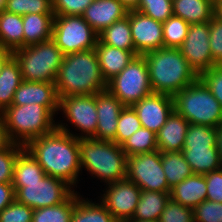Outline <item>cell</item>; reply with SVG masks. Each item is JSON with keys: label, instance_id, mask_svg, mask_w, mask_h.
I'll use <instances>...</instances> for the list:
<instances>
[{"label": "cell", "instance_id": "8d00e7d4", "mask_svg": "<svg viewBox=\"0 0 222 222\" xmlns=\"http://www.w3.org/2000/svg\"><path fill=\"white\" fill-rule=\"evenodd\" d=\"M5 11L17 15L54 14L52 0H7Z\"/></svg>", "mask_w": 222, "mask_h": 222}, {"label": "cell", "instance_id": "7c38bea8", "mask_svg": "<svg viewBox=\"0 0 222 222\" xmlns=\"http://www.w3.org/2000/svg\"><path fill=\"white\" fill-rule=\"evenodd\" d=\"M126 179L144 191H171L163 171L159 150L128 156Z\"/></svg>", "mask_w": 222, "mask_h": 222}, {"label": "cell", "instance_id": "c3c4849f", "mask_svg": "<svg viewBox=\"0 0 222 222\" xmlns=\"http://www.w3.org/2000/svg\"><path fill=\"white\" fill-rule=\"evenodd\" d=\"M15 200V191L11 183H0V212Z\"/></svg>", "mask_w": 222, "mask_h": 222}, {"label": "cell", "instance_id": "6da1fadb", "mask_svg": "<svg viewBox=\"0 0 222 222\" xmlns=\"http://www.w3.org/2000/svg\"><path fill=\"white\" fill-rule=\"evenodd\" d=\"M25 149L36 159L48 176L64 180L77 187L80 167L78 138L55 128L52 132L31 140ZM81 171V172H80Z\"/></svg>", "mask_w": 222, "mask_h": 222}, {"label": "cell", "instance_id": "603a6c76", "mask_svg": "<svg viewBox=\"0 0 222 222\" xmlns=\"http://www.w3.org/2000/svg\"><path fill=\"white\" fill-rule=\"evenodd\" d=\"M54 17V14L23 15V48L51 40Z\"/></svg>", "mask_w": 222, "mask_h": 222}, {"label": "cell", "instance_id": "9f6ffc18", "mask_svg": "<svg viewBox=\"0 0 222 222\" xmlns=\"http://www.w3.org/2000/svg\"><path fill=\"white\" fill-rule=\"evenodd\" d=\"M128 222H159L156 220H151V221H137V220H129Z\"/></svg>", "mask_w": 222, "mask_h": 222}, {"label": "cell", "instance_id": "4dcf8cb0", "mask_svg": "<svg viewBox=\"0 0 222 222\" xmlns=\"http://www.w3.org/2000/svg\"><path fill=\"white\" fill-rule=\"evenodd\" d=\"M22 82L20 65L12 56L0 72V113L11 106L14 93Z\"/></svg>", "mask_w": 222, "mask_h": 222}, {"label": "cell", "instance_id": "f5cc1de1", "mask_svg": "<svg viewBox=\"0 0 222 222\" xmlns=\"http://www.w3.org/2000/svg\"><path fill=\"white\" fill-rule=\"evenodd\" d=\"M216 147L218 149V153L222 159V125L217 128V140H216Z\"/></svg>", "mask_w": 222, "mask_h": 222}, {"label": "cell", "instance_id": "e575fe53", "mask_svg": "<svg viewBox=\"0 0 222 222\" xmlns=\"http://www.w3.org/2000/svg\"><path fill=\"white\" fill-rule=\"evenodd\" d=\"M217 128L201 125L190 124L183 147L192 148H217Z\"/></svg>", "mask_w": 222, "mask_h": 222}, {"label": "cell", "instance_id": "d6a6232c", "mask_svg": "<svg viewBox=\"0 0 222 222\" xmlns=\"http://www.w3.org/2000/svg\"><path fill=\"white\" fill-rule=\"evenodd\" d=\"M75 207V191L62 203L35 209L32 222H71Z\"/></svg>", "mask_w": 222, "mask_h": 222}, {"label": "cell", "instance_id": "9a60e30c", "mask_svg": "<svg viewBox=\"0 0 222 222\" xmlns=\"http://www.w3.org/2000/svg\"><path fill=\"white\" fill-rule=\"evenodd\" d=\"M129 22L135 51L139 55L164 47L162 22L129 10Z\"/></svg>", "mask_w": 222, "mask_h": 222}, {"label": "cell", "instance_id": "f546056e", "mask_svg": "<svg viewBox=\"0 0 222 222\" xmlns=\"http://www.w3.org/2000/svg\"><path fill=\"white\" fill-rule=\"evenodd\" d=\"M23 20L21 15L0 13V46L12 52L23 48Z\"/></svg>", "mask_w": 222, "mask_h": 222}, {"label": "cell", "instance_id": "d590c367", "mask_svg": "<svg viewBox=\"0 0 222 222\" xmlns=\"http://www.w3.org/2000/svg\"><path fill=\"white\" fill-rule=\"evenodd\" d=\"M162 26L164 47L179 48L186 39L190 24L172 15Z\"/></svg>", "mask_w": 222, "mask_h": 222}, {"label": "cell", "instance_id": "1f68e13d", "mask_svg": "<svg viewBox=\"0 0 222 222\" xmlns=\"http://www.w3.org/2000/svg\"><path fill=\"white\" fill-rule=\"evenodd\" d=\"M161 161L170 189L193 174L181 151L161 152Z\"/></svg>", "mask_w": 222, "mask_h": 222}, {"label": "cell", "instance_id": "d6986e66", "mask_svg": "<svg viewBox=\"0 0 222 222\" xmlns=\"http://www.w3.org/2000/svg\"><path fill=\"white\" fill-rule=\"evenodd\" d=\"M128 9L119 0H94L81 15L97 33L124 18Z\"/></svg>", "mask_w": 222, "mask_h": 222}, {"label": "cell", "instance_id": "e0dca14e", "mask_svg": "<svg viewBox=\"0 0 222 222\" xmlns=\"http://www.w3.org/2000/svg\"><path fill=\"white\" fill-rule=\"evenodd\" d=\"M125 106L108 90L96 93L97 129L95 140L116 143L118 118Z\"/></svg>", "mask_w": 222, "mask_h": 222}, {"label": "cell", "instance_id": "ee69618b", "mask_svg": "<svg viewBox=\"0 0 222 222\" xmlns=\"http://www.w3.org/2000/svg\"><path fill=\"white\" fill-rule=\"evenodd\" d=\"M94 0H52L54 15L81 16Z\"/></svg>", "mask_w": 222, "mask_h": 222}, {"label": "cell", "instance_id": "cb8c5ba5", "mask_svg": "<svg viewBox=\"0 0 222 222\" xmlns=\"http://www.w3.org/2000/svg\"><path fill=\"white\" fill-rule=\"evenodd\" d=\"M173 15L189 24L210 22L214 17V0H172Z\"/></svg>", "mask_w": 222, "mask_h": 222}, {"label": "cell", "instance_id": "4316f807", "mask_svg": "<svg viewBox=\"0 0 222 222\" xmlns=\"http://www.w3.org/2000/svg\"><path fill=\"white\" fill-rule=\"evenodd\" d=\"M169 199L170 192L142 190L138 205L136 206L131 220L158 221Z\"/></svg>", "mask_w": 222, "mask_h": 222}, {"label": "cell", "instance_id": "7a4b0ae2", "mask_svg": "<svg viewBox=\"0 0 222 222\" xmlns=\"http://www.w3.org/2000/svg\"><path fill=\"white\" fill-rule=\"evenodd\" d=\"M55 86L59 98L107 90L95 49L64 55Z\"/></svg>", "mask_w": 222, "mask_h": 222}, {"label": "cell", "instance_id": "836d02e7", "mask_svg": "<svg viewBox=\"0 0 222 222\" xmlns=\"http://www.w3.org/2000/svg\"><path fill=\"white\" fill-rule=\"evenodd\" d=\"M121 147L126 156L151 153L158 150L157 134L146 128H141L128 138Z\"/></svg>", "mask_w": 222, "mask_h": 222}, {"label": "cell", "instance_id": "ffe728a7", "mask_svg": "<svg viewBox=\"0 0 222 222\" xmlns=\"http://www.w3.org/2000/svg\"><path fill=\"white\" fill-rule=\"evenodd\" d=\"M190 123L175 110L169 115L165 125L157 133L160 152L182 151Z\"/></svg>", "mask_w": 222, "mask_h": 222}, {"label": "cell", "instance_id": "5b68a950", "mask_svg": "<svg viewBox=\"0 0 222 222\" xmlns=\"http://www.w3.org/2000/svg\"><path fill=\"white\" fill-rule=\"evenodd\" d=\"M1 114L10 139L22 146L56 128L55 116L45 106L35 103L11 105Z\"/></svg>", "mask_w": 222, "mask_h": 222}, {"label": "cell", "instance_id": "7dc6e473", "mask_svg": "<svg viewBox=\"0 0 222 222\" xmlns=\"http://www.w3.org/2000/svg\"><path fill=\"white\" fill-rule=\"evenodd\" d=\"M204 177L206 179L207 187L206 199L222 203V168L204 174Z\"/></svg>", "mask_w": 222, "mask_h": 222}, {"label": "cell", "instance_id": "ba28073f", "mask_svg": "<svg viewBox=\"0 0 222 222\" xmlns=\"http://www.w3.org/2000/svg\"><path fill=\"white\" fill-rule=\"evenodd\" d=\"M107 90L124 106H132L152 94L144 55H136L129 64L107 83Z\"/></svg>", "mask_w": 222, "mask_h": 222}, {"label": "cell", "instance_id": "ab89813d", "mask_svg": "<svg viewBox=\"0 0 222 222\" xmlns=\"http://www.w3.org/2000/svg\"><path fill=\"white\" fill-rule=\"evenodd\" d=\"M24 148L25 146L12 143L0 151V183H12L14 163Z\"/></svg>", "mask_w": 222, "mask_h": 222}, {"label": "cell", "instance_id": "7402d4cb", "mask_svg": "<svg viewBox=\"0 0 222 222\" xmlns=\"http://www.w3.org/2000/svg\"><path fill=\"white\" fill-rule=\"evenodd\" d=\"M207 197L206 179L204 175L192 174L174 186L170 198L181 205L194 209Z\"/></svg>", "mask_w": 222, "mask_h": 222}, {"label": "cell", "instance_id": "7bdbcfd3", "mask_svg": "<svg viewBox=\"0 0 222 222\" xmlns=\"http://www.w3.org/2000/svg\"><path fill=\"white\" fill-rule=\"evenodd\" d=\"M34 209L14 200L0 212V222H32Z\"/></svg>", "mask_w": 222, "mask_h": 222}, {"label": "cell", "instance_id": "b9f144b4", "mask_svg": "<svg viewBox=\"0 0 222 222\" xmlns=\"http://www.w3.org/2000/svg\"><path fill=\"white\" fill-rule=\"evenodd\" d=\"M194 222H222V203L205 200L193 209Z\"/></svg>", "mask_w": 222, "mask_h": 222}, {"label": "cell", "instance_id": "9c48e42d", "mask_svg": "<svg viewBox=\"0 0 222 222\" xmlns=\"http://www.w3.org/2000/svg\"><path fill=\"white\" fill-rule=\"evenodd\" d=\"M52 40L64 55L95 49L98 34L78 15H55Z\"/></svg>", "mask_w": 222, "mask_h": 222}, {"label": "cell", "instance_id": "816d5d0a", "mask_svg": "<svg viewBox=\"0 0 222 222\" xmlns=\"http://www.w3.org/2000/svg\"><path fill=\"white\" fill-rule=\"evenodd\" d=\"M214 17L222 22V0H214Z\"/></svg>", "mask_w": 222, "mask_h": 222}, {"label": "cell", "instance_id": "681fc988", "mask_svg": "<svg viewBox=\"0 0 222 222\" xmlns=\"http://www.w3.org/2000/svg\"><path fill=\"white\" fill-rule=\"evenodd\" d=\"M2 114L0 113V151L12 144Z\"/></svg>", "mask_w": 222, "mask_h": 222}, {"label": "cell", "instance_id": "4fadbf2b", "mask_svg": "<svg viewBox=\"0 0 222 222\" xmlns=\"http://www.w3.org/2000/svg\"><path fill=\"white\" fill-rule=\"evenodd\" d=\"M209 38L210 22L190 24L186 39L179 47L198 76L217 65L211 56Z\"/></svg>", "mask_w": 222, "mask_h": 222}, {"label": "cell", "instance_id": "ac0fdd59", "mask_svg": "<svg viewBox=\"0 0 222 222\" xmlns=\"http://www.w3.org/2000/svg\"><path fill=\"white\" fill-rule=\"evenodd\" d=\"M33 103L45 106L54 116L58 114L59 97L55 83L23 80L14 93L11 105Z\"/></svg>", "mask_w": 222, "mask_h": 222}, {"label": "cell", "instance_id": "44dd1931", "mask_svg": "<svg viewBox=\"0 0 222 222\" xmlns=\"http://www.w3.org/2000/svg\"><path fill=\"white\" fill-rule=\"evenodd\" d=\"M95 51L106 83L117 76L135 56L131 51L102 44L99 40Z\"/></svg>", "mask_w": 222, "mask_h": 222}, {"label": "cell", "instance_id": "277c9868", "mask_svg": "<svg viewBox=\"0 0 222 222\" xmlns=\"http://www.w3.org/2000/svg\"><path fill=\"white\" fill-rule=\"evenodd\" d=\"M80 167L105 185L122 181L127 176V156L113 141L78 138Z\"/></svg>", "mask_w": 222, "mask_h": 222}, {"label": "cell", "instance_id": "8fae6325", "mask_svg": "<svg viewBox=\"0 0 222 222\" xmlns=\"http://www.w3.org/2000/svg\"><path fill=\"white\" fill-rule=\"evenodd\" d=\"M74 191L64 180L45 175L38 182L24 183L15 192V200L35 210L58 205Z\"/></svg>", "mask_w": 222, "mask_h": 222}, {"label": "cell", "instance_id": "83f0119b", "mask_svg": "<svg viewBox=\"0 0 222 222\" xmlns=\"http://www.w3.org/2000/svg\"><path fill=\"white\" fill-rule=\"evenodd\" d=\"M98 202L100 203L90 201L88 198H82L75 191V207L71 222H118L106 206L101 201Z\"/></svg>", "mask_w": 222, "mask_h": 222}, {"label": "cell", "instance_id": "f907efd6", "mask_svg": "<svg viewBox=\"0 0 222 222\" xmlns=\"http://www.w3.org/2000/svg\"><path fill=\"white\" fill-rule=\"evenodd\" d=\"M13 56V52L0 46V72L5 63Z\"/></svg>", "mask_w": 222, "mask_h": 222}, {"label": "cell", "instance_id": "74e56055", "mask_svg": "<svg viewBox=\"0 0 222 222\" xmlns=\"http://www.w3.org/2000/svg\"><path fill=\"white\" fill-rule=\"evenodd\" d=\"M141 128V122L136 111L132 106H125L118 118L116 144L121 145Z\"/></svg>", "mask_w": 222, "mask_h": 222}, {"label": "cell", "instance_id": "f6af8a7d", "mask_svg": "<svg viewBox=\"0 0 222 222\" xmlns=\"http://www.w3.org/2000/svg\"><path fill=\"white\" fill-rule=\"evenodd\" d=\"M199 78L220 102L222 107V65L213 66L209 70L203 72Z\"/></svg>", "mask_w": 222, "mask_h": 222}, {"label": "cell", "instance_id": "484cf974", "mask_svg": "<svg viewBox=\"0 0 222 222\" xmlns=\"http://www.w3.org/2000/svg\"><path fill=\"white\" fill-rule=\"evenodd\" d=\"M43 168L25 148L19 153L13 170L12 186L16 192L24 183L38 182L45 176Z\"/></svg>", "mask_w": 222, "mask_h": 222}, {"label": "cell", "instance_id": "5bb4252c", "mask_svg": "<svg viewBox=\"0 0 222 222\" xmlns=\"http://www.w3.org/2000/svg\"><path fill=\"white\" fill-rule=\"evenodd\" d=\"M106 190L100 201L118 222H128L133 218L142 190L127 179L105 185Z\"/></svg>", "mask_w": 222, "mask_h": 222}, {"label": "cell", "instance_id": "f1b7e54d", "mask_svg": "<svg viewBox=\"0 0 222 222\" xmlns=\"http://www.w3.org/2000/svg\"><path fill=\"white\" fill-rule=\"evenodd\" d=\"M98 40L102 44L131 51L135 56L139 55L135 51V47L133 44L129 22V11L127 16L114 22L112 25L105 28L101 33H99Z\"/></svg>", "mask_w": 222, "mask_h": 222}, {"label": "cell", "instance_id": "11a10c76", "mask_svg": "<svg viewBox=\"0 0 222 222\" xmlns=\"http://www.w3.org/2000/svg\"><path fill=\"white\" fill-rule=\"evenodd\" d=\"M7 0H0V13L5 10Z\"/></svg>", "mask_w": 222, "mask_h": 222}, {"label": "cell", "instance_id": "30bf717a", "mask_svg": "<svg viewBox=\"0 0 222 222\" xmlns=\"http://www.w3.org/2000/svg\"><path fill=\"white\" fill-rule=\"evenodd\" d=\"M66 118L69 124L74 125L80 133L70 132L68 124L65 125L63 120L56 121V128L65 133L72 134L76 138H93L97 129V109L95 95H70L59 98V110ZM69 129H68V128Z\"/></svg>", "mask_w": 222, "mask_h": 222}, {"label": "cell", "instance_id": "2e32d148", "mask_svg": "<svg viewBox=\"0 0 222 222\" xmlns=\"http://www.w3.org/2000/svg\"><path fill=\"white\" fill-rule=\"evenodd\" d=\"M141 126L155 134L165 125L174 110L173 97L167 94L152 93L132 105Z\"/></svg>", "mask_w": 222, "mask_h": 222}, {"label": "cell", "instance_id": "d4e9b609", "mask_svg": "<svg viewBox=\"0 0 222 222\" xmlns=\"http://www.w3.org/2000/svg\"><path fill=\"white\" fill-rule=\"evenodd\" d=\"M181 152L194 174L204 175L222 168L217 148L183 147Z\"/></svg>", "mask_w": 222, "mask_h": 222}, {"label": "cell", "instance_id": "8992f818", "mask_svg": "<svg viewBox=\"0 0 222 222\" xmlns=\"http://www.w3.org/2000/svg\"><path fill=\"white\" fill-rule=\"evenodd\" d=\"M172 97L174 110L190 124L208 125L214 128L222 125L220 102L200 78Z\"/></svg>", "mask_w": 222, "mask_h": 222}, {"label": "cell", "instance_id": "db71d44e", "mask_svg": "<svg viewBox=\"0 0 222 222\" xmlns=\"http://www.w3.org/2000/svg\"><path fill=\"white\" fill-rule=\"evenodd\" d=\"M128 10H135L140 0H119Z\"/></svg>", "mask_w": 222, "mask_h": 222}, {"label": "cell", "instance_id": "f35d334b", "mask_svg": "<svg viewBox=\"0 0 222 222\" xmlns=\"http://www.w3.org/2000/svg\"><path fill=\"white\" fill-rule=\"evenodd\" d=\"M135 10L163 23L173 15V4L172 0H140Z\"/></svg>", "mask_w": 222, "mask_h": 222}, {"label": "cell", "instance_id": "3957f363", "mask_svg": "<svg viewBox=\"0 0 222 222\" xmlns=\"http://www.w3.org/2000/svg\"><path fill=\"white\" fill-rule=\"evenodd\" d=\"M143 55L153 93L173 96L199 78L179 48L162 47Z\"/></svg>", "mask_w": 222, "mask_h": 222}, {"label": "cell", "instance_id": "60d3db41", "mask_svg": "<svg viewBox=\"0 0 222 222\" xmlns=\"http://www.w3.org/2000/svg\"><path fill=\"white\" fill-rule=\"evenodd\" d=\"M159 222H194L193 209L172 200L167 201Z\"/></svg>", "mask_w": 222, "mask_h": 222}, {"label": "cell", "instance_id": "52a82bcc", "mask_svg": "<svg viewBox=\"0 0 222 222\" xmlns=\"http://www.w3.org/2000/svg\"><path fill=\"white\" fill-rule=\"evenodd\" d=\"M25 81L55 83L64 54L51 39L15 50Z\"/></svg>", "mask_w": 222, "mask_h": 222}, {"label": "cell", "instance_id": "bcb514c9", "mask_svg": "<svg viewBox=\"0 0 222 222\" xmlns=\"http://www.w3.org/2000/svg\"><path fill=\"white\" fill-rule=\"evenodd\" d=\"M209 43L213 61L222 65V22L216 17L210 21Z\"/></svg>", "mask_w": 222, "mask_h": 222}]
</instances>
